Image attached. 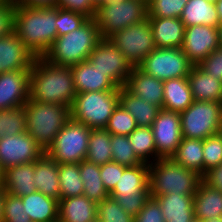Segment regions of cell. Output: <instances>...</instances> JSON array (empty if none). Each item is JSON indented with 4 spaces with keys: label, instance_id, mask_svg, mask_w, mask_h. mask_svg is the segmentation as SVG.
Returning a JSON list of instances; mask_svg holds the SVG:
<instances>
[{
    "label": "cell",
    "instance_id": "47",
    "mask_svg": "<svg viewBox=\"0 0 222 222\" xmlns=\"http://www.w3.org/2000/svg\"><path fill=\"white\" fill-rule=\"evenodd\" d=\"M134 222H165L158 202L150 197L142 210L134 217Z\"/></svg>",
    "mask_w": 222,
    "mask_h": 222
},
{
    "label": "cell",
    "instance_id": "57",
    "mask_svg": "<svg viewBox=\"0 0 222 222\" xmlns=\"http://www.w3.org/2000/svg\"><path fill=\"white\" fill-rule=\"evenodd\" d=\"M202 222H222V216L218 217V218H212V219H209V220H204Z\"/></svg>",
    "mask_w": 222,
    "mask_h": 222
},
{
    "label": "cell",
    "instance_id": "32",
    "mask_svg": "<svg viewBox=\"0 0 222 222\" xmlns=\"http://www.w3.org/2000/svg\"><path fill=\"white\" fill-rule=\"evenodd\" d=\"M171 158L185 168L204 176L203 140L183 137Z\"/></svg>",
    "mask_w": 222,
    "mask_h": 222
},
{
    "label": "cell",
    "instance_id": "44",
    "mask_svg": "<svg viewBox=\"0 0 222 222\" xmlns=\"http://www.w3.org/2000/svg\"><path fill=\"white\" fill-rule=\"evenodd\" d=\"M3 222H31L24 209L21 197L5 194Z\"/></svg>",
    "mask_w": 222,
    "mask_h": 222
},
{
    "label": "cell",
    "instance_id": "58",
    "mask_svg": "<svg viewBox=\"0 0 222 222\" xmlns=\"http://www.w3.org/2000/svg\"><path fill=\"white\" fill-rule=\"evenodd\" d=\"M218 134L222 137V117H221V121L219 124Z\"/></svg>",
    "mask_w": 222,
    "mask_h": 222
},
{
    "label": "cell",
    "instance_id": "43",
    "mask_svg": "<svg viewBox=\"0 0 222 222\" xmlns=\"http://www.w3.org/2000/svg\"><path fill=\"white\" fill-rule=\"evenodd\" d=\"M204 175L222 163V137L217 133L203 140Z\"/></svg>",
    "mask_w": 222,
    "mask_h": 222
},
{
    "label": "cell",
    "instance_id": "22",
    "mask_svg": "<svg viewBox=\"0 0 222 222\" xmlns=\"http://www.w3.org/2000/svg\"><path fill=\"white\" fill-rule=\"evenodd\" d=\"M151 198L160 205L165 222H192L195 219L194 195L175 193Z\"/></svg>",
    "mask_w": 222,
    "mask_h": 222
},
{
    "label": "cell",
    "instance_id": "48",
    "mask_svg": "<svg viewBox=\"0 0 222 222\" xmlns=\"http://www.w3.org/2000/svg\"><path fill=\"white\" fill-rule=\"evenodd\" d=\"M15 4L10 0L0 2V38L13 31Z\"/></svg>",
    "mask_w": 222,
    "mask_h": 222
},
{
    "label": "cell",
    "instance_id": "25",
    "mask_svg": "<svg viewBox=\"0 0 222 222\" xmlns=\"http://www.w3.org/2000/svg\"><path fill=\"white\" fill-rule=\"evenodd\" d=\"M150 194L149 164L126 167L109 195Z\"/></svg>",
    "mask_w": 222,
    "mask_h": 222
},
{
    "label": "cell",
    "instance_id": "20",
    "mask_svg": "<svg viewBox=\"0 0 222 222\" xmlns=\"http://www.w3.org/2000/svg\"><path fill=\"white\" fill-rule=\"evenodd\" d=\"M152 27L154 44L158 48H181L185 25L180 18L147 17Z\"/></svg>",
    "mask_w": 222,
    "mask_h": 222
},
{
    "label": "cell",
    "instance_id": "55",
    "mask_svg": "<svg viewBox=\"0 0 222 222\" xmlns=\"http://www.w3.org/2000/svg\"><path fill=\"white\" fill-rule=\"evenodd\" d=\"M217 29H218V37H219L220 48H222V23L219 24Z\"/></svg>",
    "mask_w": 222,
    "mask_h": 222
},
{
    "label": "cell",
    "instance_id": "53",
    "mask_svg": "<svg viewBox=\"0 0 222 222\" xmlns=\"http://www.w3.org/2000/svg\"><path fill=\"white\" fill-rule=\"evenodd\" d=\"M5 194H6V191L3 185H0V222H3V209H4V202H5Z\"/></svg>",
    "mask_w": 222,
    "mask_h": 222
},
{
    "label": "cell",
    "instance_id": "54",
    "mask_svg": "<svg viewBox=\"0 0 222 222\" xmlns=\"http://www.w3.org/2000/svg\"><path fill=\"white\" fill-rule=\"evenodd\" d=\"M215 5L220 19V23H222V0H217Z\"/></svg>",
    "mask_w": 222,
    "mask_h": 222
},
{
    "label": "cell",
    "instance_id": "10",
    "mask_svg": "<svg viewBox=\"0 0 222 222\" xmlns=\"http://www.w3.org/2000/svg\"><path fill=\"white\" fill-rule=\"evenodd\" d=\"M108 39L133 67H138L148 54L156 49L148 19L117 31Z\"/></svg>",
    "mask_w": 222,
    "mask_h": 222
},
{
    "label": "cell",
    "instance_id": "18",
    "mask_svg": "<svg viewBox=\"0 0 222 222\" xmlns=\"http://www.w3.org/2000/svg\"><path fill=\"white\" fill-rule=\"evenodd\" d=\"M124 87L134 96L162 109L163 81L145 74L138 67H134Z\"/></svg>",
    "mask_w": 222,
    "mask_h": 222
},
{
    "label": "cell",
    "instance_id": "11",
    "mask_svg": "<svg viewBox=\"0 0 222 222\" xmlns=\"http://www.w3.org/2000/svg\"><path fill=\"white\" fill-rule=\"evenodd\" d=\"M194 64L181 48L156 47L138 66L145 74L161 81L188 77Z\"/></svg>",
    "mask_w": 222,
    "mask_h": 222
},
{
    "label": "cell",
    "instance_id": "4",
    "mask_svg": "<svg viewBox=\"0 0 222 222\" xmlns=\"http://www.w3.org/2000/svg\"><path fill=\"white\" fill-rule=\"evenodd\" d=\"M202 176L176 163L172 158H159L149 164L150 196L164 194L194 195Z\"/></svg>",
    "mask_w": 222,
    "mask_h": 222
},
{
    "label": "cell",
    "instance_id": "36",
    "mask_svg": "<svg viewBox=\"0 0 222 222\" xmlns=\"http://www.w3.org/2000/svg\"><path fill=\"white\" fill-rule=\"evenodd\" d=\"M137 157L146 164L156 161V148L151 127H137L129 136Z\"/></svg>",
    "mask_w": 222,
    "mask_h": 222
},
{
    "label": "cell",
    "instance_id": "27",
    "mask_svg": "<svg viewBox=\"0 0 222 222\" xmlns=\"http://www.w3.org/2000/svg\"><path fill=\"white\" fill-rule=\"evenodd\" d=\"M193 208L195 219L209 220L222 216V192L200 182L194 194Z\"/></svg>",
    "mask_w": 222,
    "mask_h": 222
},
{
    "label": "cell",
    "instance_id": "9",
    "mask_svg": "<svg viewBox=\"0 0 222 222\" xmlns=\"http://www.w3.org/2000/svg\"><path fill=\"white\" fill-rule=\"evenodd\" d=\"M222 117V103L198 101L180 113L182 136L204 140L218 133Z\"/></svg>",
    "mask_w": 222,
    "mask_h": 222
},
{
    "label": "cell",
    "instance_id": "52",
    "mask_svg": "<svg viewBox=\"0 0 222 222\" xmlns=\"http://www.w3.org/2000/svg\"><path fill=\"white\" fill-rule=\"evenodd\" d=\"M14 4H22L32 7H55L57 6V0H10Z\"/></svg>",
    "mask_w": 222,
    "mask_h": 222
},
{
    "label": "cell",
    "instance_id": "38",
    "mask_svg": "<svg viewBox=\"0 0 222 222\" xmlns=\"http://www.w3.org/2000/svg\"><path fill=\"white\" fill-rule=\"evenodd\" d=\"M110 144L112 161L125 167H132L143 163L137 157L134 149L131 146L128 136L111 135Z\"/></svg>",
    "mask_w": 222,
    "mask_h": 222
},
{
    "label": "cell",
    "instance_id": "60",
    "mask_svg": "<svg viewBox=\"0 0 222 222\" xmlns=\"http://www.w3.org/2000/svg\"><path fill=\"white\" fill-rule=\"evenodd\" d=\"M209 3L215 4L217 2V0H206Z\"/></svg>",
    "mask_w": 222,
    "mask_h": 222
},
{
    "label": "cell",
    "instance_id": "56",
    "mask_svg": "<svg viewBox=\"0 0 222 222\" xmlns=\"http://www.w3.org/2000/svg\"><path fill=\"white\" fill-rule=\"evenodd\" d=\"M4 172L5 170L2 168L0 164V185H3V182H4Z\"/></svg>",
    "mask_w": 222,
    "mask_h": 222
},
{
    "label": "cell",
    "instance_id": "29",
    "mask_svg": "<svg viewBox=\"0 0 222 222\" xmlns=\"http://www.w3.org/2000/svg\"><path fill=\"white\" fill-rule=\"evenodd\" d=\"M22 203L31 222H58V200L36 191L22 196Z\"/></svg>",
    "mask_w": 222,
    "mask_h": 222
},
{
    "label": "cell",
    "instance_id": "24",
    "mask_svg": "<svg viewBox=\"0 0 222 222\" xmlns=\"http://www.w3.org/2000/svg\"><path fill=\"white\" fill-rule=\"evenodd\" d=\"M193 100L222 103V81L194 65L188 75Z\"/></svg>",
    "mask_w": 222,
    "mask_h": 222
},
{
    "label": "cell",
    "instance_id": "40",
    "mask_svg": "<svg viewBox=\"0 0 222 222\" xmlns=\"http://www.w3.org/2000/svg\"><path fill=\"white\" fill-rule=\"evenodd\" d=\"M98 222H134V217L128 214L119 203L108 197L97 203Z\"/></svg>",
    "mask_w": 222,
    "mask_h": 222
},
{
    "label": "cell",
    "instance_id": "33",
    "mask_svg": "<svg viewBox=\"0 0 222 222\" xmlns=\"http://www.w3.org/2000/svg\"><path fill=\"white\" fill-rule=\"evenodd\" d=\"M80 175L83 181V194L96 204L109 197L100 176V165L87 161L79 163Z\"/></svg>",
    "mask_w": 222,
    "mask_h": 222
},
{
    "label": "cell",
    "instance_id": "30",
    "mask_svg": "<svg viewBox=\"0 0 222 222\" xmlns=\"http://www.w3.org/2000/svg\"><path fill=\"white\" fill-rule=\"evenodd\" d=\"M119 104L133 116L137 127H151L161 110L134 96L124 86L119 88Z\"/></svg>",
    "mask_w": 222,
    "mask_h": 222
},
{
    "label": "cell",
    "instance_id": "13",
    "mask_svg": "<svg viewBox=\"0 0 222 222\" xmlns=\"http://www.w3.org/2000/svg\"><path fill=\"white\" fill-rule=\"evenodd\" d=\"M156 160L171 158L183 139L180 113L161 109L152 126Z\"/></svg>",
    "mask_w": 222,
    "mask_h": 222
},
{
    "label": "cell",
    "instance_id": "7",
    "mask_svg": "<svg viewBox=\"0 0 222 222\" xmlns=\"http://www.w3.org/2000/svg\"><path fill=\"white\" fill-rule=\"evenodd\" d=\"M118 104L119 88L77 93L70 107V118L91 129H105Z\"/></svg>",
    "mask_w": 222,
    "mask_h": 222
},
{
    "label": "cell",
    "instance_id": "37",
    "mask_svg": "<svg viewBox=\"0 0 222 222\" xmlns=\"http://www.w3.org/2000/svg\"><path fill=\"white\" fill-rule=\"evenodd\" d=\"M26 131L24 105L0 110V139L9 135L21 134Z\"/></svg>",
    "mask_w": 222,
    "mask_h": 222
},
{
    "label": "cell",
    "instance_id": "31",
    "mask_svg": "<svg viewBox=\"0 0 222 222\" xmlns=\"http://www.w3.org/2000/svg\"><path fill=\"white\" fill-rule=\"evenodd\" d=\"M180 19L185 27L192 25L218 27L220 24L216 5L206 0H189Z\"/></svg>",
    "mask_w": 222,
    "mask_h": 222
},
{
    "label": "cell",
    "instance_id": "49",
    "mask_svg": "<svg viewBox=\"0 0 222 222\" xmlns=\"http://www.w3.org/2000/svg\"><path fill=\"white\" fill-rule=\"evenodd\" d=\"M57 7L84 14L88 18H94L96 12L92 0H57Z\"/></svg>",
    "mask_w": 222,
    "mask_h": 222
},
{
    "label": "cell",
    "instance_id": "34",
    "mask_svg": "<svg viewBox=\"0 0 222 222\" xmlns=\"http://www.w3.org/2000/svg\"><path fill=\"white\" fill-rule=\"evenodd\" d=\"M111 134L105 129H91L86 160L98 165L112 161Z\"/></svg>",
    "mask_w": 222,
    "mask_h": 222
},
{
    "label": "cell",
    "instance_id": "5",
    "mask_svg": "<svg viewBox=\"0 0 222 222\" xmlns=\"http://www.w3.org/2000/svg\"><path fill=\"white\" fill-rule=\"evenodd\" d=\"M24 108L26 132L46 152L57 133L70 119V107L29 99Z\"/></svg>",
    "mask_w": 222,
    "mask_h": 222
},
{
    "label": "cell",
    "instance_id": "62",
    "mask_svg": "<svg viewBox=\"0 0 222 222\" xmlns=\"http://www.w3.org/2000/svg\"><path fill=\"white\" fill-rule=\"evenodd\" d=\"M142 1H144V2H146L148 4L150 0H142Z\"/></svg>",
    "mask_w": 222,
    "mask_h": 222
},
{
    "label": "cell",
    "instance_id": "1",
    "mask_svg": "<svg viewBox=\"0 0 222 222\" xmlns=\"http://www.w3.org/2000/svg\"><path fill=\"white\" fill-rule=\"evenodd\" d=\"M75 96L71 67L36 57L29 76V99L71 107Z\"/></svg>",
    "mask_w": 222,
    "mask_h": 222
},
{
    "label": "cell",
    "instance_id": "39",
    "mask_svg": "<svg viewBox=\"0 0 222 222\" xmlns=\"http://www.w3.org/2000/svg\"><path fill=\"white\" fill-rule=\"evenodd\" d=\"M137 128L133 116L120 104L114 109L105 127L111 135L129 136Z\"/></svg>",
    "mask_w": 222,
    "mask_h": 222
},
{
    "label": "cell",
    "instance_id": "41",
    "mask_svg": "<svg viewBox=\"0 0 222 222\" xmlns=\"http://www.w3.org/2000/svg\"><path fill=\"white\" fill-rule=\"evenodd\" d=\"M189 0H150L147 17L180 18Z\"/></svg>",
    "mask_w": 222,
    "mask_h": 222
},
{
    "label": "cell",
    "instance_id": "2",
    "mask_svg": "<svg viewBox=\"0 0 222 222\" xmlns=\"http://www.w3.org/2000/svg\"><path fill=\"white\" fill-rule=\"evenodd\" d=\"M55 7L15 4L13 31L35 57H43L58 37Z\"/></svg>",
    "mask_w": 222,
    "mask_h": 222
},
{
    "label": "cell",
    "instance_id": "23",
    "mask_svg": "<svg viewBox=\"0 0 222 222\" xmlns=\"http://www.w3.org/2000/svg\"><path fill=\"white\" fill-rule=\"evenodd\" d=\"M34 178L37 191L59 201V164L46 153L34 162Z\"/></svg>",
    "mask_w": 222,
    "mask_h": 222
},
{
    "label": "cell",
    "instance_id": "8",
    "mask_svg": "<svg viewBox=\"0 0 222 222\" xmlns=\"http://www.w3.org/2000/svg\"><path fill=\"white\" fill-rule=\"evenodd\" d=\"M90 132L91 128L70 118L45 153L58 164L80 163L87 155Z\"/></svg>",
    "mask_w": 222,
    "mask_h": 222
},
{
    "label": "cell",
    "instance_id": "42",
    "mask_svg": "<svg viewBox=\"0 0 222 222\" xmlns=\"http://www.w3.org/2000/svg\"><path fill=\"white\" fill-rule=\"evenodd\" d=\"M89 18L84 14L66 10L56 6L57 35L62 36L78 29Z\"/></svg>",
    "mask_w": 222,
    "mask_h": 222
},
{
    "label": "cell",
    "instance_id": "19",
    "mask_svg": "<svg viewBox=\"0 0 222 222\" xmlns=\"http://www.w3.org/2000/svg\"><path fill=\"white\" fill-rule=\"evenodd\" d=\"M77 93L90 91H115L118 87L87 60L71 66Z\"/></svg>",
    "mask_w": 222,
    "mask_h": 222
},
{
    "label": "cell",
    "instance_id": "14",
    "mask_svg": "<svg viewBox=\"0 0 222 222\" xmlns=\"http://www.w3.org/2000/svg\"><path fill=\"white\" fill-rule=\"evenodd\" d=\"M45 152L28 132L0 139V164L4 170L37 161Z\"/></svg>",
    "mask_w": 222,
    "mask_h": 222
},
{
    "label": "cell",
    "instance_id": "61",
    "mask_svg": "<svg viewBox=\"0 0 222 222\" xmlns=\"http://www.w3.org/2000/svg\"><path fill=\"white\" fill-rule=\"evenodd\" d=\"M192 222H202L201 220L194 219Z\"/></svg>",
    "mask_w": 222,
    "mask_h": 222
},
{
    "label": "cell",
    "instance_id": "51",
    "mask_svg": "<svg viewBox=\"0 0 222 222\" xmlns=\"http://www.w3.org/2000/svg\"><path fill=\"white\" fill-rule=\"evenodd\" d=\"M202 180L210 187L222 192V163L207 171Z\"/></svg>",
    "mask_w": 222,
    "mask_h": 222
},
{
    "label": "cell",
    "instance_id": "15",
    "mask_svg": "<svg viewBox=\"0 0 222 222\" xmlns=\"http://www.w3.org/2000/svg\"><path fill=\"white\" fill-rule=\"evenodd\" d=\"M218 48H220V44L217 27L206 25L185 27L181 49L194 65H199Z\"/></svg>",
    "mask_w": 222,
    "mask_h": 222
},
{
    "label": "cell",
    "instance_id": "50",
    "mask_svg": "<svg viewBox=\"0 0 222 222\" xmlns=\"http://www.w3.org/2000/svg\"><path fill=\"white\" fill-rule=\"evenodd\" d=\"M199 66L208 74L222 81V48L211 52Z\"/></svg>",
    "mask_w": 222,
    "mask_h": 222
},
{
    "label": "cell",
    "instance_id": "12",
    "mask_svg": "<svg viewBox=\"0 0 222 222\" xmlns=\"http://www.w3.org/2000/svg\"><path fill=\"white\" fill-rule=\"evenodd\" d=\"M87 61L118 87L125 86L133 66L109 39H101Z\"/></svg>",
    "mask_w": 222,
    "mask_h": 222
},
{
    "label": "cell",
    "instance_id": "28",
    "mask_svg": "<svg viewBox=\"0 0 222 222\" xmlns=\"http://www.w3.org/2000/svg\"><path fill=\"white\" fill-rule=\"evenodd\" d=\"M188 77L163 81L162 109L181 113L193 103Z\"/></svg>",
    "mask_w": 222,
    "mask_h": 222
},
{
    "label": "cell",
    "instance_id": "6",
    "mask_svg": "<svg viewBox=\"0 0 222 222\" xmlns=\"http://www.w3.org/2000/svg\"><path fill=\"white\" fill-rule=\"evenodd\" d=\"M147 3L142 0H103L94 15L101 39L147 19Z\"/></svg>",
    "mask_w": 222,
    "mask_h": 222
},
{
    "label": "cell",
    "instance_id": "26",
    "mask_svg": "<svg viewBox=\"0 0 222 222\" xmlns=\"http://www.w3.org/2000/svg\"><path fill=\"white\" fill-rule=\"evenodd\" d=\"M34 162L9 167L4 172L3 187L6 193L18 197L36 192Z\"/></svg>",
    "mask_w": 222,
    "mask_h": 222
},
{
    "label": "cell",
    "instance_id": "16",
    "mask_svg": "<svg viewBox=\"0 0 222 222\" xmlns=\"http://www.w3.org/2000/svg\"><path fill=\"white\" fill-rule=\"evenodd\" d=\"M35 59L14 31L0 38V74L31 69Z\"/></svg>",
    "mask_w": 222,
    "mask_h": 222
},
{
    "label": "cell",
    "instance_id": "35",
    "mask_svg": "<svg viewBox=\"0 0 222 222\" xmlns=\"http://www.w3.org/2000/svg\"><path fill=\"white\" fill-rule=\"evenodd\" d=\"M60 199L83 195L79 163L59 164Z\"/></svg>",
    "mask_w": 222,
    "mask_h": 222
},
{
    "label": "cell",
    "instance_id": "17",
    "mask_svg": "<svg viewBox=\"0 0 222 222\" xmlns=\"http://www.w3.org/2000/svg\"><path fill=\"white\" fill-rule=\"evenodd\" d=\"M31 69L0 74V110L25 105L29 100Z\"/></svg>",
    "mask_w": 222,
    "mask_h": 222
},
{
    "label": "cell",
    "instance_id": "21",
    "mask_svg": "<svg viewBox=\"0 0 222 222\" xmlns=\"http://www.w3.org/2000/svg\"><path fill=\"white\" fill-rule=\"evenodd\" d=\"M97 204L84 194L58 201V222H94Z\"/></svg>",
    "mask_w": 222,
    "mask_h": 222
},
{
    "label": "cell",
    "instance_id": "3",
    "mask_svg": "<svg viewBox=\"0 0 222 222\" xmlns=\"http://www.w3.org/2000/svg\"><path fill=\"white\" fill-rule=\"evenodd\" d=\"M100 40L98 25L94 18H89L78 29L57 37L43 58L56 65L71 67L86 61Z\"/></svg>",
    "mask_w": 222,
    "mask_h": 222
},
{
    "label": "cell",
    "instance_id": "46",
    "mask_svg": "<svg viewBox=\"0 0 222 222\" xmlns=\"http://www.w3.org/2000/svg\"><path fill=\"white\" fill-rule=\"evenodd\" d=\"M125 168V166H122L114 161L100 165L101 180L103 181L104 187L108 193L114 189Z\"/></svg>",
    "mask_w": 222,
    "mask_h": 222
},
{
    "label": "cell",
    "instance_id": "45",
    "mask_svg": "<svg viewBox=\"0 0 222 222\" xmlns=\"http://www.w3.org/2000/svg\"><path fill=\"white\" fill-rule=\"evenodd\" d=\"M130 215L136 217L145 203L150 199V194H134L129 196L109 195Z\"/></svg>",
    "mask_w": 222,
    "mask_h": 222
},
{
    "label": "cell",
    "instance_id": "59",
    "mask_svg": "<svg viewBox=\"0 0 222 222\" xmlns=\"http://www.w3.org/2000/svg\"><path fill=\"white\" fill-rule=\"evenodd\" d=\"M103 0H92L93 4L97 7Z\"/></svg>",
    "mask_w": 222,
    "mask_h": 222
}]
</instances>
